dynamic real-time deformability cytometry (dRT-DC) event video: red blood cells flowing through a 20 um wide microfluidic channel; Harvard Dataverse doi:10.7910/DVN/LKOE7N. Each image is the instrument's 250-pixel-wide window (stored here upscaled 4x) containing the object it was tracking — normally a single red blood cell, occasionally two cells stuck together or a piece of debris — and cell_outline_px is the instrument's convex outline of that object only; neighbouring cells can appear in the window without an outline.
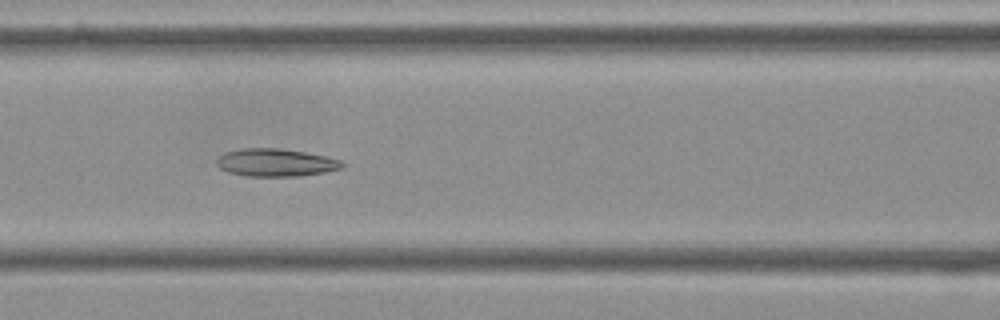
{"species": "Egyptian fruit bat (a non-hibernating species)", "species_latin": "Rousettus aegyptiacus", "temperature_condition": "cold", "stored_images_in_passage": 7, "camera_frame_rate_fps": 3000, "um_per_image_px": 0.085, "frame": {"image": 1, "passage_image": 7, "time_ms": 2.0, "image_size_px": [1000, 320], "cell_outline_px": [[344, 168], [324, 172], [300, 176], [244, 176], [228, 172], [220, 168], [216, 164], [216, 160], [224, 152], [240, 148], [280, 148], [304, 152], [324, 156], [340, 160], [344, 164]], "centroid_in_image_um": [23.41, 13.82], "position_along_channel_um": 143.2, "area_um2": 20.35}}